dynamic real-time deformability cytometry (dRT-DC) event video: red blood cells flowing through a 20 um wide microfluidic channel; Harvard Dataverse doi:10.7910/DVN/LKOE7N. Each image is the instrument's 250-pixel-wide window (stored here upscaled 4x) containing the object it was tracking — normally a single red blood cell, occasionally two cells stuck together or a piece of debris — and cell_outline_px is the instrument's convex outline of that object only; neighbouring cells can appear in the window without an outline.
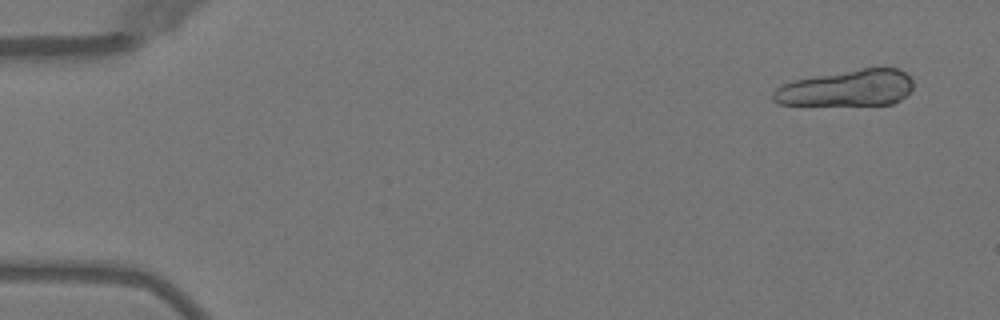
{"species": "Egyptian fruit bat (a non-hibernating species)", "species_latin": "Rousettus aegyptiacus", "temperature_condition": "warm", "stored_images_in_passage": 7, "segment_of_instrument_passage": [1, 2], "camera_frame_rate_fps": 3000, "um_per_image_px": 0.085, "animal": {"sex": "female"}, "frame": {"image": 1, "passage_image": 1, "time_ms": 0.0, "image_size_px": [1000, 320], "cell_outline_px": [[912, 88], [900, 100], [892, 104], [780, 104], [772, 100], [772, 92], [776, 88], [792, 80], [864, 68], [900, 68], [912, 80]], "centroid_in_image_um": [71.99, 7.48], "position_along_channel_um": 13.0, "area_um2": 29.19}}